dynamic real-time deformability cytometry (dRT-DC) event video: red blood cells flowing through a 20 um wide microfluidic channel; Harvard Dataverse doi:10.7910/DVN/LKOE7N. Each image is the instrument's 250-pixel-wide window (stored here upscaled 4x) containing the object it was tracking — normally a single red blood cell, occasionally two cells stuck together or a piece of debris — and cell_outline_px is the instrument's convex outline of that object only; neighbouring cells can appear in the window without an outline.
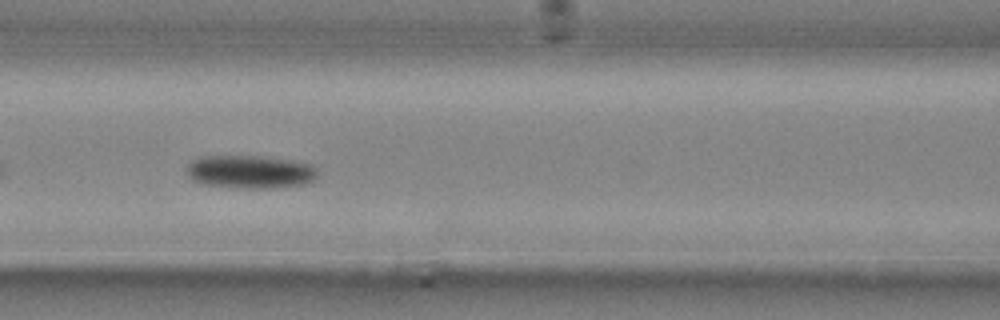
{"species": "common noctule bat (a hibernating species)", "species_latin": "Nyctalus noctula", "temperature_condition": "cold", "stored_images_in_passage": 31, "camera_frame_rate_fps": 3000, "um_per_image_px": 0.085, "animal": {"sex": "male", "body_mass_g": 20.4}, "frame": {"image": 1, "passage_image": 7, "time_ms": 2.0, "image_size_px": [1000, 320], "cell_outline_px": [[316, 176], [312, 180], [304, 184], [268, 188], [244, 188], [204, 184], [192, 180], [188, 176], [188, 164], [192, 160], [200, 156], [256, 156], [288, 160], [308, 164], [316, 168]], "centroid_in_image_um": [21.21, 14.6], "position_along_channel_um": 145.4, "area_um2": 24.85}}
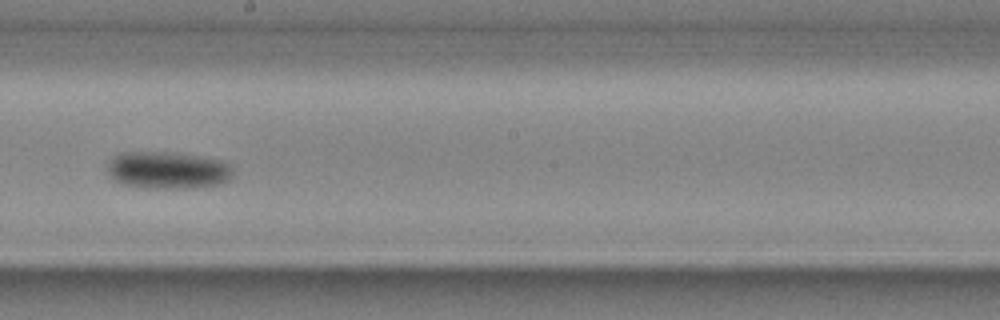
{"frame": {"image": 2, "passage_image": 13, "time_ms": 4.0, "image_size_px": [1000, 320], "cell_outline_px": [[232, 176], [228, 180], [220, 184], [192, 188], [148, 188], [124, 184], [112, 180], [108, 176], [108, 164], [112, 156], [120, 152], [176, 152], [224, 160], [228, 164], [232, 172]], "centroid_in_image_um": [14.23, 14.46], "position_along_channel_um": 234.0, "area_um2": 27.57}}
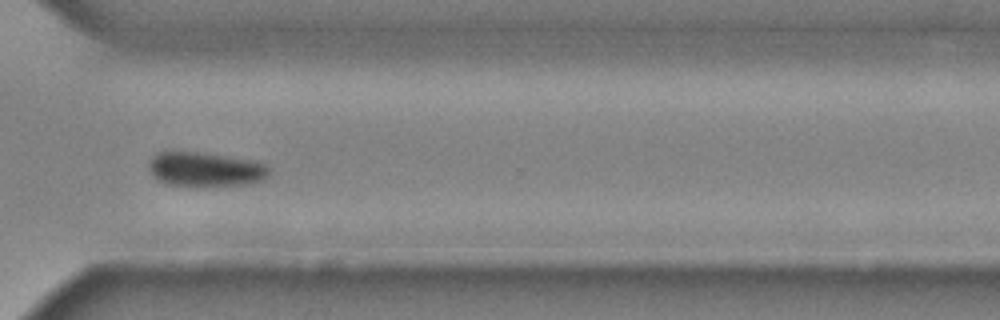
{"frame": {"image": 3, "passage_image": 21, "time_ms": 6.667, "image_size_px": [1000, 320], "cell_outline_px": [[272, 168], [268, 176], [264, 180], [252, 184], [168, 184], [156, 180], [152, 176], [148, 164], [152, 156], [160, 152], [196, 152], [252, 160], [264, 164]], "centroid_in_image_um": [17.48, 14.37], "position_along_channel_um": 353.1, "area_um2": 23.58}}